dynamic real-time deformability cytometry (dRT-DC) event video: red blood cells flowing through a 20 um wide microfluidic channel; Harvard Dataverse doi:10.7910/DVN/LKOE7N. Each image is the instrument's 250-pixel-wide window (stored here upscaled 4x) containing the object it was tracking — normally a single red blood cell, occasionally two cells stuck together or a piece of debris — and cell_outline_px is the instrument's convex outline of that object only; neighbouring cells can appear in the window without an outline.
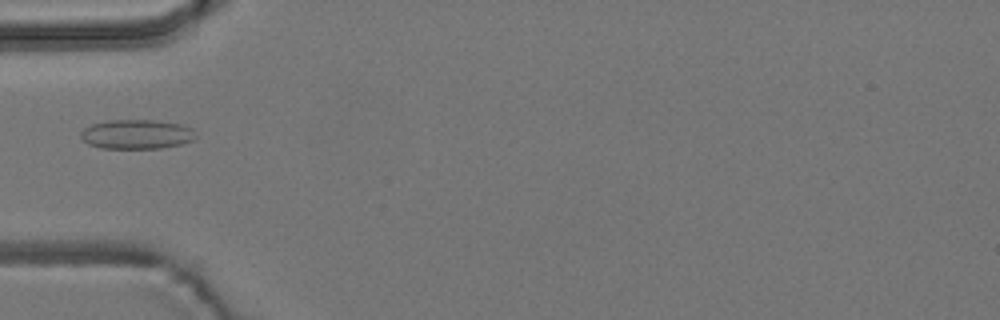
{"species": "common noctule bat (a hibernating species)", "species_latin": "Nyctalus noctula", "temperature_condition": "room temperature", "stored_images_in_passage": 6, "camera_frame_rate_fps": 3000, "um_per_image_px": 0.085, "animal": {"sex": "male", "body_mass_g": 19.2, "forearm_length_mm": 51.8}, "frame": {"image": 1, "passage_image": 5, "time_ms": 1.333, "image_size_px": [1000, 320], "cell_outline_px": [[196, 136], [192, 140], [180, 144], [160, 148], [100, 148], [88, 144], [80, 136], [80, 132], [84, 128], [92, 124], [108, 120], [156, 120], [180, 124], [192, 128]], "centroid_in_image_um": [11.59, 11.4], "position_along_channel_um": 73.4, "area_um2": 19.65}}
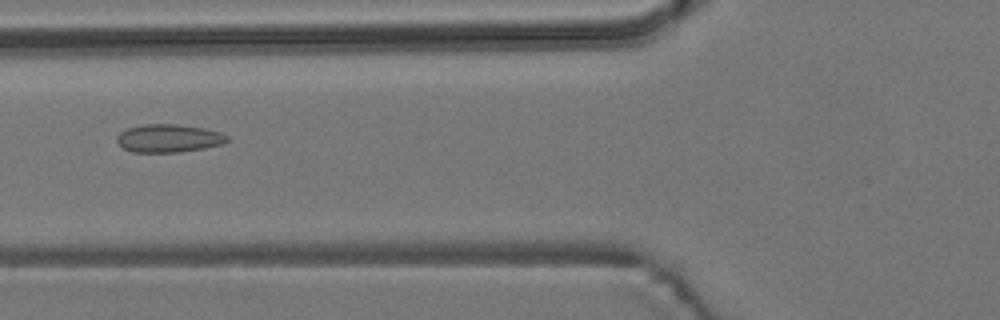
{"frame": {"image": 2, "passage_image": 6, "time_ms": 1.667, "image_size_px": [1000, 320], "cell_outline_px": [[228, 140], [224, 144], [204, 148], [180, 152], [132, 152], [124, 148], [116, 140], [116, 136], [120, 132], [128, 128], [144, 124], [176, 124], [204, 128], [220, 132], [228, 136]], "centroid_in_image_um": [14.35, 11.75], "position_along_channel_um": 111.5, "area_um2": 18.03}}